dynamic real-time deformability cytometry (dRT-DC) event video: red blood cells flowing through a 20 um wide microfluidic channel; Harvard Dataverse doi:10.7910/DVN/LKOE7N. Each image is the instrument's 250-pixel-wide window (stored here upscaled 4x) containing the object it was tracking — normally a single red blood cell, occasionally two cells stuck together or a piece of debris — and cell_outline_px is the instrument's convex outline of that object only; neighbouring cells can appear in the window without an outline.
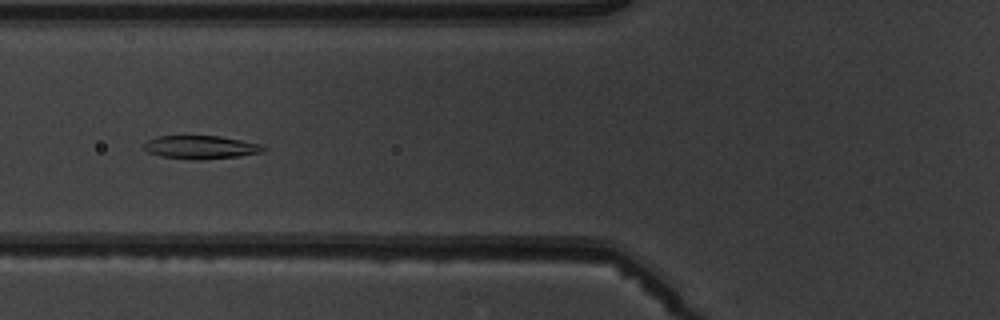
{"species": "common noctule bat (a hibernating species)", "species_latin": "Nyctalus noctula", "temperature_condition": "warm", "stored_images_in_passage": 8, "camera_frame_rate_fps": 3000, "um_per_image_px": 0.085, "animal": {"sex": "male", "body_mass_g": 19.5, "forearm_length_mm": 54.6}, "frame": {"image": 1, "passage_image": 5, "time_ms": 5.667, "image_size_px": [1000, 320], "cell_outline_px": [[268, 148], [264, 152], [236, 156], [200, 160], [160, 156], [148, 152], [144, 148], [144, 144], [148, 140], [156, 136], [220, 136], [264, 144]], "centroid_in_image_um": [17.12, 12.5], "position_along_channel_um": 108.7, "area_um2": 16.24}}
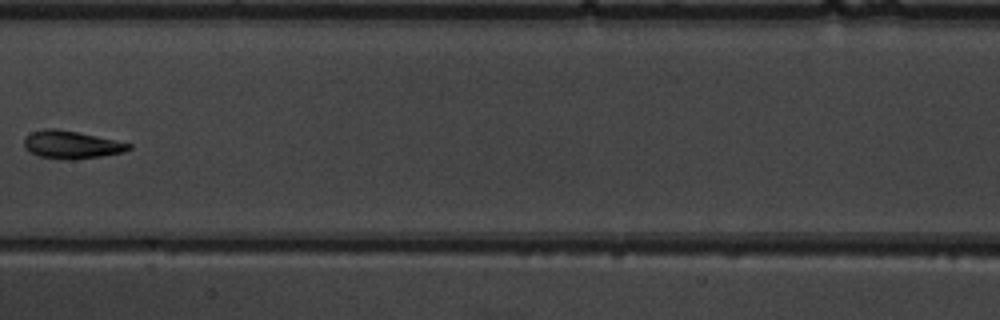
{"frame": {"image": 2, "passage_image": 7, "time_ms": 8.0, "image_size_px": [1000, 320], "cell_outline_px": [[132, 148], [124, 152], [100, 156], [72, 160], [68, 160], [40, 156], [24, 148], [24, 140], [32, 132], [48, 128], [56, 128], [96, 136], [132, 144]], "centroid_in_image_um": [6.08, 12.3], "position_along_channel_um": 201.3, "area_um2": 16.65}}
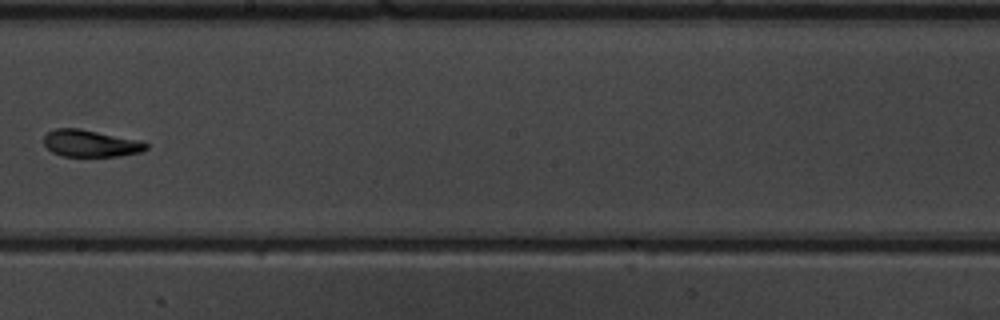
{"frame": {"image": 3, "passage_image": 8, "time_ms": 9.0, "image_size_px": [1000, 320], "cell_outline_px": [[148, 148], [140, 152], [120, 156], [60, 156], [52, 152], [44, 144], [44, 136], [48, 132], [56, 128], [80, 128], [140, 140], [148, 144]], "centroid_in_image_um": [7.7, 12.18], "position_along_channel_um": 240.5, "area_um2": 16.13}}